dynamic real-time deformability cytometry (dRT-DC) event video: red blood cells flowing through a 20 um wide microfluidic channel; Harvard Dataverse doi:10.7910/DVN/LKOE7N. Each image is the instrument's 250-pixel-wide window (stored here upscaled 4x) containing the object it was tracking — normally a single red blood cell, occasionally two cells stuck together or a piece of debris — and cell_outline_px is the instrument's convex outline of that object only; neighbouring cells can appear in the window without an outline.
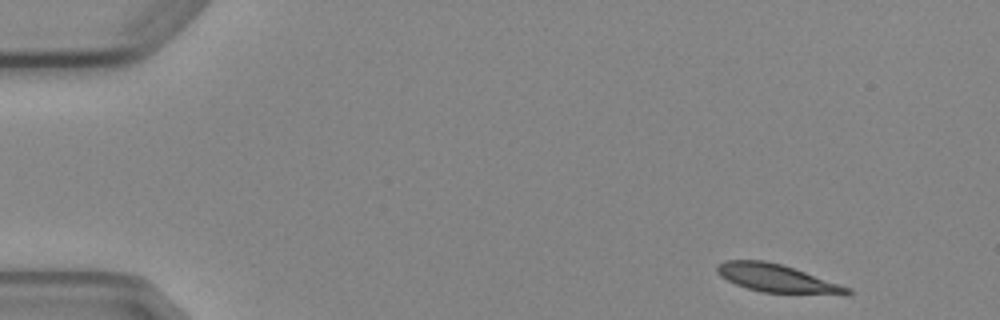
{"species": "Egyptian fruit bat (a non-hibernating species)", "species_latin": "Rousettus aegyptiacus", "temperature_condition": "cold", "stored_images_in_passage": 4, "camera_frame_rate_fps": 3000, "um_per_image_px": 0.085, "animal": {"sex": "female"}, "frame": {"image": 1, "passage_image": 1, "time_ms": 0.0, "image_size_px": [1000, 320], "cell_outline_px": [[852, 292], [848, 296], [844, 296], [764, 292], [748, 288], [736, 284], [720, 276], [716, 272], [716, 268], [724, 260], [764, 260], [780, 264], [852, 288]], "centroid_in_image_um": [66.11, 23.68], "position_along_channel_um": 18.9, "area_um2": 21.33}}
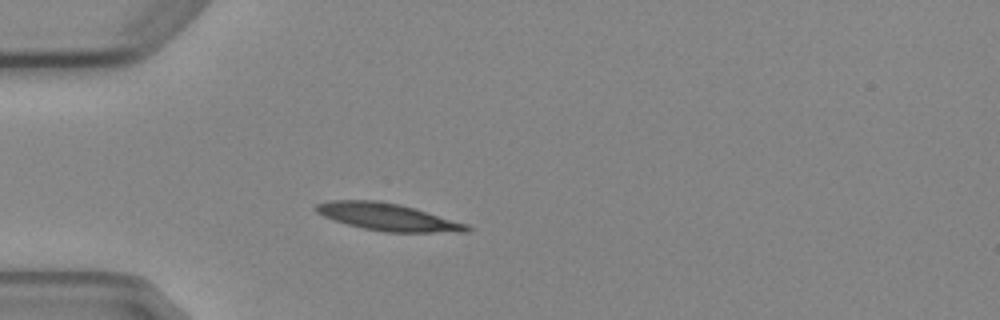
{"frame": {"image": 2, "passage_image": 3, "time_ms": 3.333, "image_size_px": [1000, 320], "cell_outline_px": [[472, 228], [468, 232], [384, 232], [364, 228], [348, 224], [324, 216], [316, 212], [316, 204], [328, 200], [380, 200], [400, 204], [416, 208], [468, 224]], "centroid_in_image_um": [33.0, 18.43], "position_along_channel_um": 52.0, "area_um2": 23.99}}